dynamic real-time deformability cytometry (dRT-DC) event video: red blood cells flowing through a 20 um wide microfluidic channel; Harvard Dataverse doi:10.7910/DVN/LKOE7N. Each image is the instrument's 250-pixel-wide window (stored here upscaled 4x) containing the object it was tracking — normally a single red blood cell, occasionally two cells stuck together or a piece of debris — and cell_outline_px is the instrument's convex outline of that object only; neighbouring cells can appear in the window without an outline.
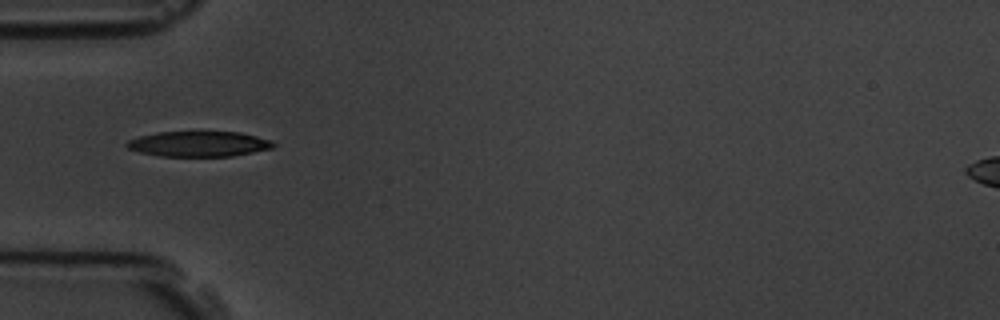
{"species": "common noctule bat (a hibernating species)", "species_latin": "Nyctalus noctula", "temperature_condition": "room temperature", "stored_images_in_passage": 2, "camera_frame_rate_fps": 3000, "um_per_image_px": 0.085, "animal": {"sex": "male", "body_mass_g": 19.5, "forearm_length_mm": 54.6}, "frame": {"image": 1, "passage_image": 1, "time_ms": 0.0, "image_size_px": [1000, 320], "cell_outline_px": [[276, 144], [272, 148], [232, 156], [160, 156], [140, 152], [128, 148], [124, 144], [128, 140], [140, 136], [156, 132], [240, 132], [272, 140]], "centroid_in_image_um": [16.89, 12.23], "position_along_channel_um": 68.1, "area_um2": 21.56}}
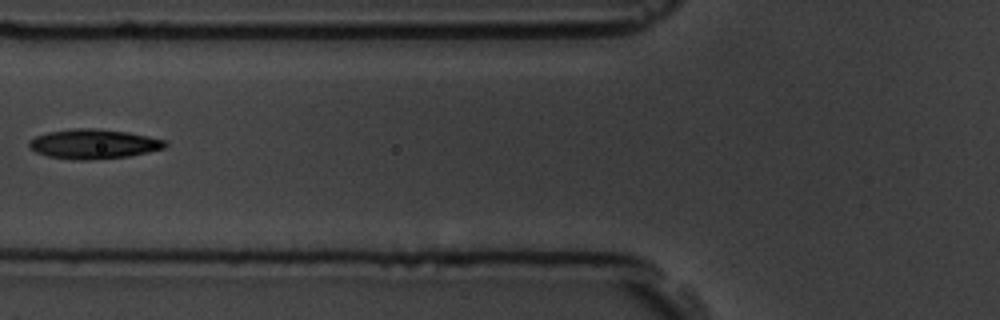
{"frame": {"image": 2, "passage_image": 2, "time_ms": 1.333, "image_size_px": [1000, 320], "cell_outline_px": [[168, 144], [164, 148], [148, 152], [128, 156], [88, 160], [72, 160], [48, 156], [36, 152], [28, 148], [28, 140], [36, 136], [48, 132], [72, 128], [96, 128], [128, 132], [168, 140]], "centroid_in_image_um": [7.94, 12.23], "position_along_channel_um": 117.9, "area_um2": 23.7}}